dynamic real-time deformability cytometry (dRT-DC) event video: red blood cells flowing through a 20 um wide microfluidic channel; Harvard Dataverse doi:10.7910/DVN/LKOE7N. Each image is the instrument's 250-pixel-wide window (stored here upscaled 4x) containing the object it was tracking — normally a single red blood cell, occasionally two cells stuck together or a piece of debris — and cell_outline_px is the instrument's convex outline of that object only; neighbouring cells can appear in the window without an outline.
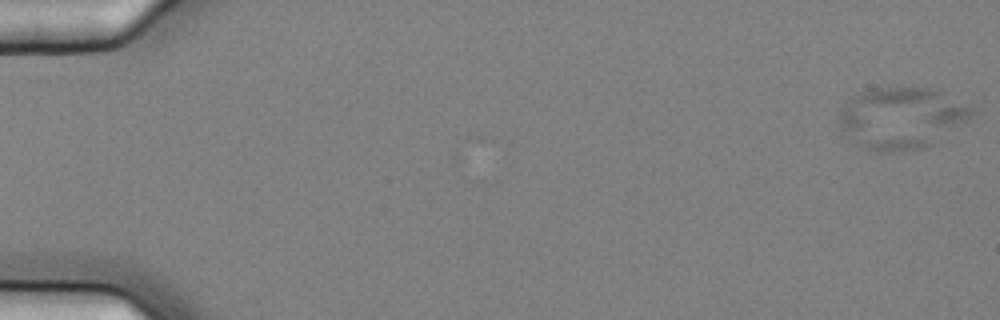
{"species": "common noctule bat (a hibernating species)", "species_latin": "Nyctalus noctula", "temperature_condition": "cold", "stored_images_in_passage": 5, "camera_frame_rate_fps": 3000, "um_per_image_px": 0.085, "animal": {"sex": "female", "body_mass_g": 25.1}, "frame": {"image": 1, "passage_image": 1, "time_ms": 0.0, "image_size_px": [1000, 320], "cell_outline_px": [[976, 116], [928, 144], [920, 148], [884, 152], [880, 152], [864, 148], [856, 144], [840, 128], [836, 116], [852, 96], [868, 88], [928, 88], [940, 92], [972, 108], [976, 112]], "centroid_in_image_um": [76.56, 10.02], "position_along_channel_um": 8.4, "area_um2": 46.82}}